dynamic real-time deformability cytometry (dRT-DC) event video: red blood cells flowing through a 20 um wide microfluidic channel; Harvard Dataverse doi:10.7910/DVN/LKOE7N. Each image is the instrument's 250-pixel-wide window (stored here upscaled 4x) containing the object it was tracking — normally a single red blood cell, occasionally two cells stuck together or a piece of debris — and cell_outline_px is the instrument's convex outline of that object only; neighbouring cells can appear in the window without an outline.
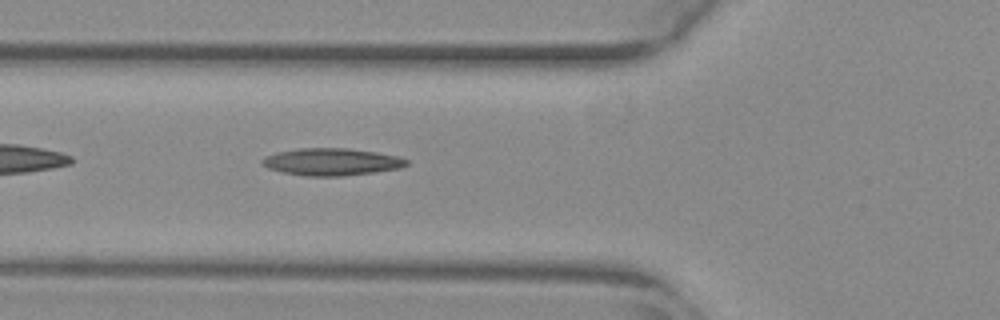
{"species": "common noctule bat (a hibernating species)", "species_latin": "Nyctalus noctula", "temperature_condition": "warm", "stored_images_in_passage": 39, "camera_frame_rate_fps": 3000, "um_per_image_px": 0.085, "animal": {"sex": "female", "body_mass_g": 29.2, "forearm_length_mm": 56.3}, "frame": {"image": 1, "passage_image": 5, "time_ms": 1.333, "image_size_px": [1000, 320], "cell_outline_px": [[408, 164], [400, 168], [376, 172], [344, 176], [304, 176], [284, 172], [268, 168], [260, 164], [260, 160], [264, 156], [276, 152], [296, 148], [348, 148], [376, 152], [400, 156], [408, 160]], "centroid_in_image_um": [28.17, 13.75], "position_along_channel_um": 97.6, "area_um2": 23.18}}
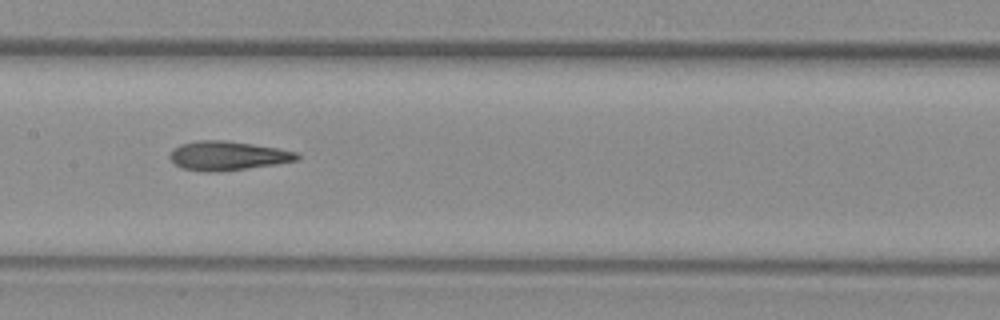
{"frame": {"image": 2, "passage_image": 12, "time_ms": 3.667, "image_size_px": [1000, 320], "cell_outline_px": [[300, 156], [296, 160], [276, 164], [248, 168], [216, 172], [204, 172], [180, 168], [168, 156], [172, 148], [180, 144], [196, 140], [224, 140], [252, 144], [276, 148], [296, 152]], "centroid_in_image_um": [19.28, 13.24], "position_along_channel_um": 188.1, "area_um2": 21.56}}
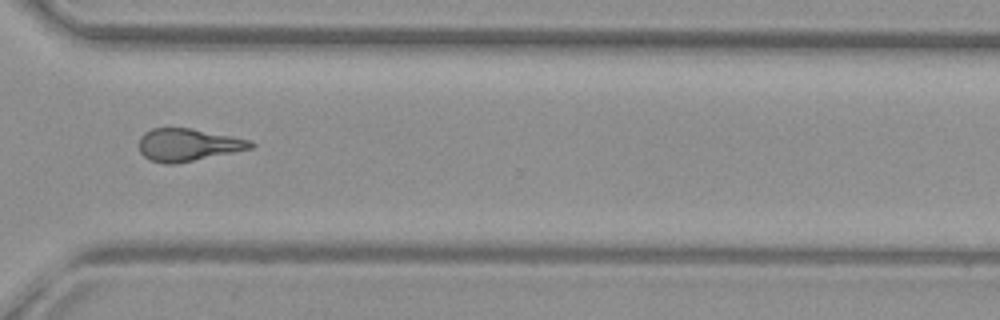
{"frame": {"image": 3, "passage_image": 25, "time_ms": 8.0, "image_size_px": [1000, 320], "cell_outline_px": [[256, 144], [252, 148], [176, 164], [164, 164], [148, 160], [140, 152], [140, 136], [144, 132], [152, 128], [188, 128], [232, 136], [252, 140]], "centroid_in_image_um": [15.96, 12.32], "position_along_channel_um": 354.6, "area_um2": 21.15}, "authors_computed_cell_mechanics": {"area_um2": 21.386, "velocity_mm_per_s": 3.8516, "shape_relaxation_time_tau1_ms": null, "shape_relaxation_time_tau2_ms": 2.1001, "deformation_change_tau1": null, "deformation_change_tau2": 0.1179}}